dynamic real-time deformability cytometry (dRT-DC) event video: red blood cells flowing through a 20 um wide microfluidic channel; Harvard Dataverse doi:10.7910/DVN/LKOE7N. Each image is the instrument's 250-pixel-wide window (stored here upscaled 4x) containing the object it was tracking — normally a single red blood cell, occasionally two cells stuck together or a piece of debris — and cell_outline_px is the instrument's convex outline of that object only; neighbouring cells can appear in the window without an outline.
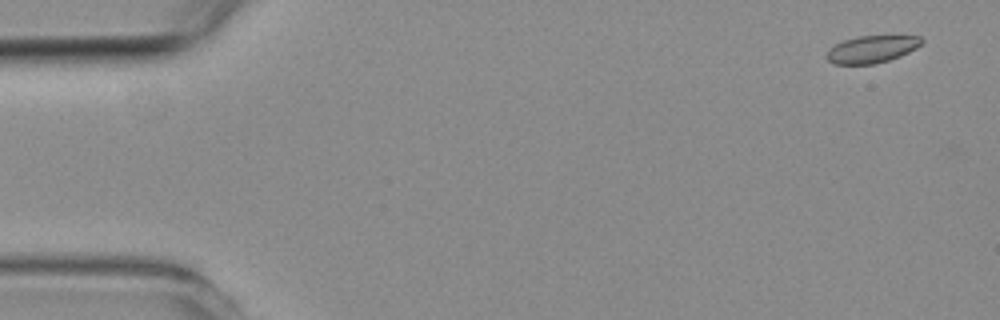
{"species": "common noctule bat (a hibernating species)", "species_latin": "Nyctalus noctula", "temperature_condition": "room temperature", "stored_images_in_passage": 4, "camera_frame_rate_fps": 3000, "um_per_image_px": 0.085, "animal": {"sex": "female", "body_mass_g": 19.3, "forearm_length_mm": 54.1}, "frame": {"image": 1, "passage_image": 1, "time_ms": 0.0, "image_size_px": [1000, 320], "cell_outline_px": [[924, 40], [916, 48], [900, 56], [888, 60], [872, 64], [836, 64], [828, 60], [828, 52], [836, 44], [844, 40], [860, 36], [920, 36]], "centroid_in_image_um": [74.14, 4.18], "position_along_channel_um": 10.9, "area_um2": 14.68}}
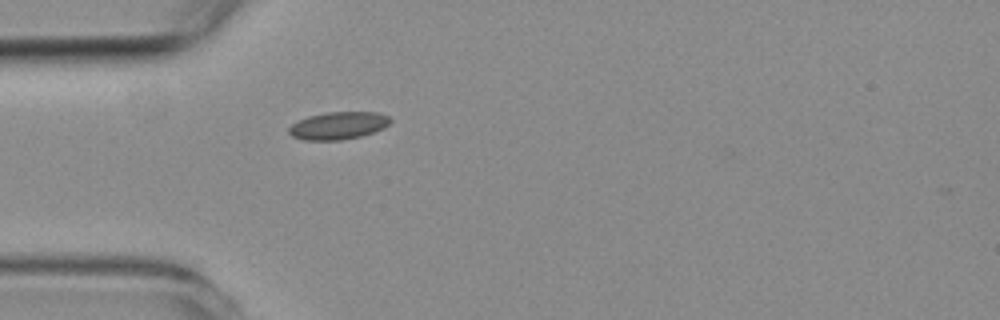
{"frame": {"image": 2, "passage_image": 4, "time_ms": 4.333, "image_size_px": [1000, 320], "cell_outline_px": [[392, 120], [384, 128], [360, 136], [340, 140], [304, 140], [292, 136], [288, 132], [288, 128], [292, 124], [308, 116], [328, 112], [376, 112], [388, 116]], "centroid_in_image_um": [28.74, 10.67], "position_along_channel_um": 56.3, "area_um2": 16.13}}